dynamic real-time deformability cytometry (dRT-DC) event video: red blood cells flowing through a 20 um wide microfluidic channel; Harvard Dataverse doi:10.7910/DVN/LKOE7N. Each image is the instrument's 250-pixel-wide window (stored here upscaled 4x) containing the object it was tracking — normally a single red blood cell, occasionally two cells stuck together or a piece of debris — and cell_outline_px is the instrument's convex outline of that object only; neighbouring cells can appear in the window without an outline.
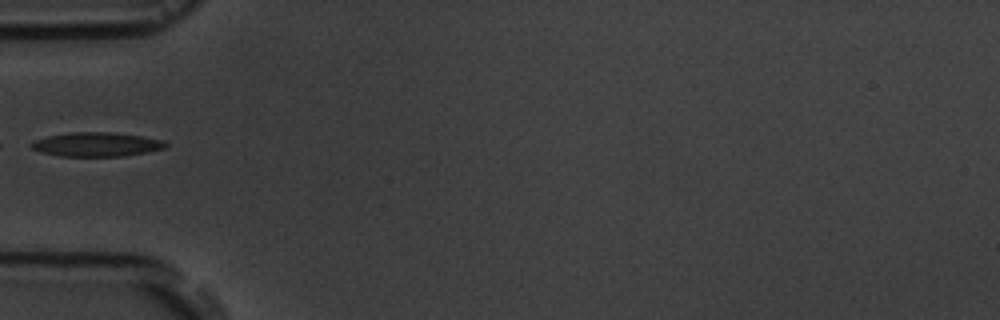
{"species": "common noctule bat (a hibernating species)", "species_latin": "Nyctalus noctula", "temperature_condition": "room temperature", "stored_images_in_passage": 3, "camera_frame_rate_fps": 3000, "um_per_image_px": 0.085, "animal": {"sex": "male", "body_mass_g": 19.5, "forearm_length_mm": 54.6}, "frame": {"image": 1, "passage_image": 2, "time_ms": 1.0, "image_size_px": [1000, 320], "cell_outline_px": [[168, 144], [164, 148], [148, 152], [124, 156], [60, 156], [40, 152], [32, 148], [28, 144], [36, 140], [48, 136], [68, 132], [112, 132], [140, 136], [164, 140]], "centroid_in_image_um": [8.2, 12.27], "position_along_channel_um": 76.8, "area_um2": 18.9}}
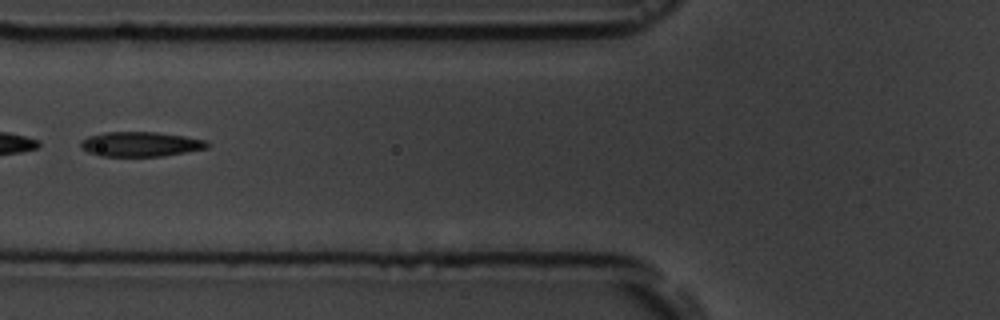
{"frame": {"image": 2, "passage_image": 3, "time_ms": 2.0, "image_size_px": [1000, 320], "cell_outline_px": [[208, 148], [164, 156], [100, 156], [88, 152], [80, 144], [80, 140], [88, 136], [108, 132], [156, 132], [184, 136], [204, 140], [208, 144]], "centroid_in_image_um": [11.93, 12.25], "position_along_channel_um": 113.9, "area_um2": 18.09}}